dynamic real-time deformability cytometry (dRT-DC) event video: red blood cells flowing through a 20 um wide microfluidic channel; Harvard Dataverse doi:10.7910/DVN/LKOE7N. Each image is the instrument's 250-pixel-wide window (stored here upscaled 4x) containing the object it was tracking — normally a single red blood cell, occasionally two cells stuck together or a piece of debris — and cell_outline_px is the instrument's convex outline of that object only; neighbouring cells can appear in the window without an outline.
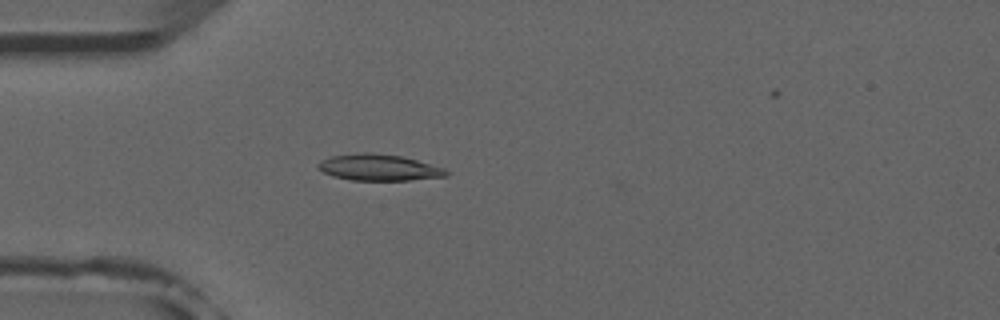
{"species": "common noctule bat (a hibernating species)", "species_latin": "Nyctalus noctula", "temperature_condition": "room temperature", "stored_images_in_passage": 4, "camera_frame_rate_fps": 3000, "um_per_image_px": 0.085, "animal": {"sex": "male", "forearm_length_mm": 52.5}, "frame": {"image": 1, "passage_image": 4, "time_ms": 4.0, "image_size_px": [1000, 320], "cell_outline_px": [[448, 176], [408, 180], [352, 180], [332, 176], [316, 168], [316, 164], [320, 160], [332, 156], [364, 152], [372, 152], [400, 156], [416, 160], [444, 168], [448, 172]], "centroid_in_image_um": [32.15, 14.23], "position_along_channel_um": 52.8, "area_um2": 19.59}}